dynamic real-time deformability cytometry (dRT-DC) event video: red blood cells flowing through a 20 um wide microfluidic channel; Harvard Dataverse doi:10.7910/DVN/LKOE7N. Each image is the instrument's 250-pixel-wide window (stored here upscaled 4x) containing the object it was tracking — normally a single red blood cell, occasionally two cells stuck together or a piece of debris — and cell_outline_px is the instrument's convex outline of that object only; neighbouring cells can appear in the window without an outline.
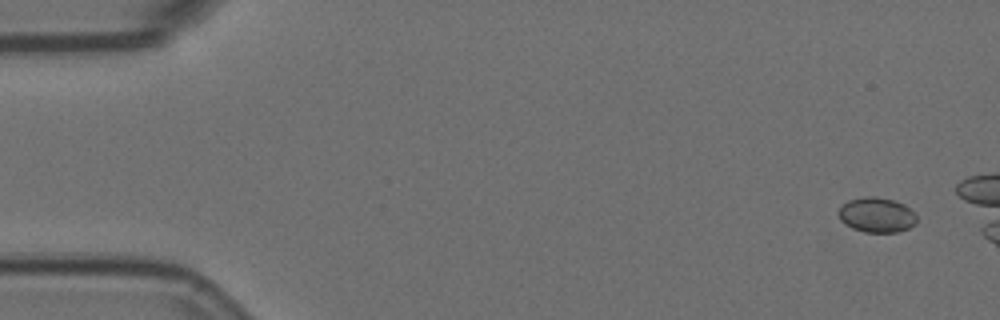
{"species": "Egyptian fruit bat (a non-hibernating species)", "species_latin": "Rousettus aegyptiacus", "temperature_condition": "room temperature", "stored_images_in_passage": 6, "camera_frame_rate_fps": 3000, "um_per_image_px": 0.085, "animal": {"sex": "female"}, "frame": {"image": 1, "passage_image": 1, "time_ms": 0.0, "image_size_px": [1000, 320], "cell_outline_px": [[916, 224], [908, 228], [896, 232], [864, 232], [852, 228], [844, 224], [840, 220], [836, 212], [848, 200], [864, 196], [876, 196], [892, 200], [904, 204], [916, 216]], "centroid_in_image_um": [74.47, 18.27], "position_along_channel_um": 10.5, "area_um2": 15.95}}